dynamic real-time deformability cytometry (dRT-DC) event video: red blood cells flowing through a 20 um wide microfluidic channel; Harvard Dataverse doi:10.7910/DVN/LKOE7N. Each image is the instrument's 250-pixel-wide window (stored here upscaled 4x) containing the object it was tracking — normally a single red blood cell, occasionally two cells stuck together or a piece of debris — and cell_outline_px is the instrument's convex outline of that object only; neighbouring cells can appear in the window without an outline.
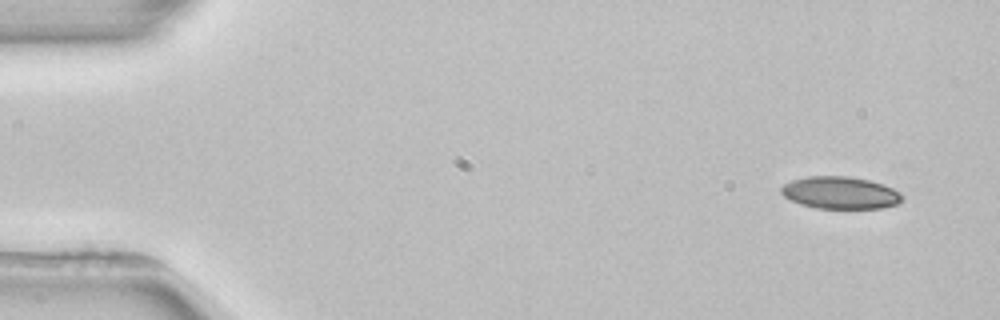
{"species": "common noctule bat (a hibernating species)", "species_latin": "Nyctalus noctula", "temperature_condition": "room temperature", "stored_images_in_passage": 4, "camera_frame_rate_fps": 3000, "um_per_image_px": 0.085, "animal": {"sex": "female", "body_mass_g": 22.7, "forearm_length_mm": 54.2}, "frame": {"image": 1, "passage_image": 1, "time_ms": 0.0, "image_size_px": [1000, 320], "cell_outline_px": [[904, 196], [896, 204], [880, 208], [816, 208], [800, 204], [784, 196], [780, 192], [780, 188], [784, 184], [792, 180], [808, 176], [848, 176], [868, 180], [892, 188], [900, 192]], "centroid_in_image_um": [71.39, 16.38], "position_along_channel_um": 13.6, "area_um2": 22.54}}
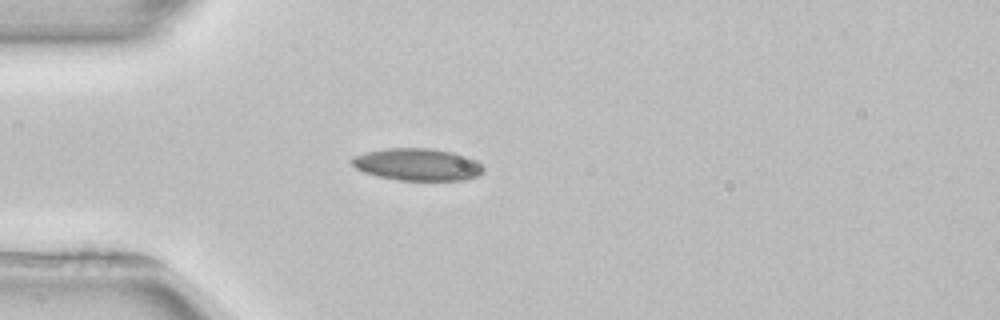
{"frame": {"image": 2, "passage_image": 4, "time_ms": 3.667, "image_size_px": [1000, 320], "cell_outline_px": [[484, 172], [480, 176], [464, 180], [396, 180], [364, 172], [356, 168], [352, 164], [352, 156], [368, 152], [388, 148], [432, 148], [452, 152], [468, 156], [476, 160], [484, 168]], "centroid_in_image_um": [35.54, 13.98], "position_along_channel_um": 49.5, "area_um2": 24.74}}